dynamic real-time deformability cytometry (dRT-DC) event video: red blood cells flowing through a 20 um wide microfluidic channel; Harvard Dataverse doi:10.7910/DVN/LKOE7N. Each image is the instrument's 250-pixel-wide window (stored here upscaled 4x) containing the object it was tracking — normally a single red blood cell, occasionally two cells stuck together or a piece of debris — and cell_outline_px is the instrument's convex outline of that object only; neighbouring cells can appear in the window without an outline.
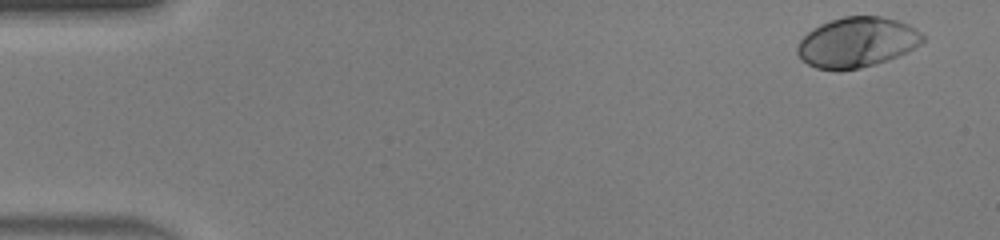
{"species": "human", "species_latin": "Homo sapiens", "temperature_condition": "warm", "stored_images_in_passage": 47, "camera_frame_rate_fps": 3000, "um_per_image_px": 0.085, "donor": {"sex": "male"}, "frame": {"image": 1, "passage_image": 1, "time_ms": 0.0, "image_size_px": [1000, 240], "cell_outline_px": [[924, 40], [920, 44], [908, 52], [888, 60], [876, 64], [860, 68], [840, 72], [816, 68], [800, 60], [796, 52], [796, 48], [800, 40], [808, 32], [820, 24], [844, 16], [880, 16], [896, 20], [908, 24], [916, 28], [924, 36]], "centroid_in_image_um": [72.83, 3.62], "position_along_channel_um": 12.2, "area_um2": 36.99}}
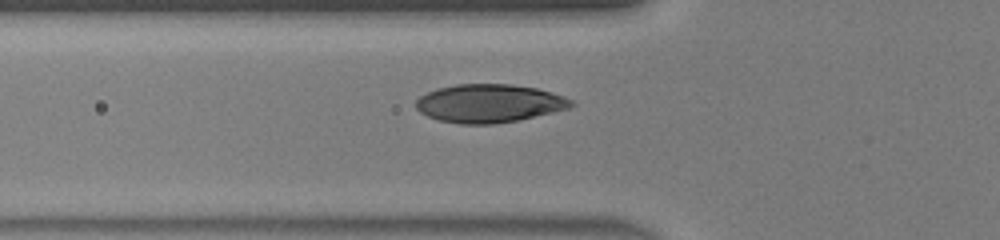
{"frame": {"image": 2, "passage_image": 16, "time_ms": 5.0, "image_size_px": [1000, 240], "cell_outline_px": [[576, 104], [568, 108], [552, 112], [516, 120], [492, 124], [460, 124], [440, 120], [428, 116], [420, 112], [416, 108], [416, 100], [420, 96], [436, 88], [456, 84], [512, 84], [536, 88], [552, 92], [564, 96], [572, 100]], "centroid_in_image_um": [41.57, 8.77], "position_along_channel_um": 84.2, "area_um2": 34.51}}
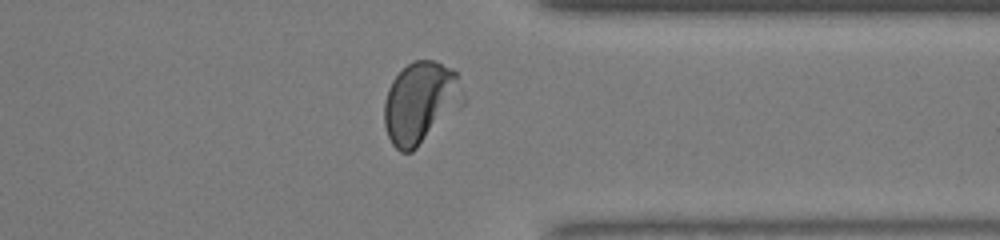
{"frame": {"image": 3, "passage_image": 37, "time_ms": 12.0, "image_size_px": [1000, 240], "cell_outline_px": [[456, 80], [424, 136], [416, 148], [412, 152], [400, 152], [392, 144], [388, 136], [384, 124], [384, 100], [388, 88], [392, 80], [408, 64], [416, 60], [436, 60], [452, 68], [456, 72]], "centroid_in_image_um": [35.34, 8.63], "position_along_channel_um": 376.1, "area_um2": 31.91}, "authors_computed_cell_mechanics": {"area_um2": 35.0268, "velocity_mm_per_s": 4.2075, "shape_relaxation_time_tau1_ms": 1.8328, "shape_relaxation_time_tau2_ms": null, "deformation_change_tau1": 0.1472, "deformation_change_tau2": null}}